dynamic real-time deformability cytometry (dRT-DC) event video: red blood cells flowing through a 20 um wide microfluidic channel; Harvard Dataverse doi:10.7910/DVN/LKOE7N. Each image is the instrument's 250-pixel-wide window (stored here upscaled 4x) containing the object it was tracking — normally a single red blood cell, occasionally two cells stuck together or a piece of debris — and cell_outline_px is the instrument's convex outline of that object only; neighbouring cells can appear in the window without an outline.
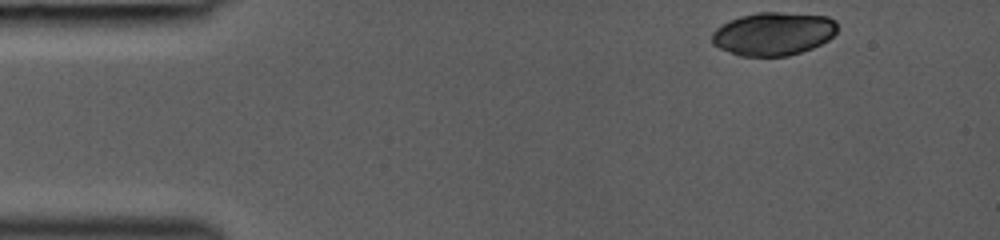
{"species": "common noctule bat (a hibernating species)", "species_latin": "Nyctalus noctula", "temperature_condition": "room temperature", "stored_images_in_passage": 11, "camera_frame_rate_fps": 3000, "um_per_image_px": 0.085, "animal": {"sex": "female", "body_mass_g": 19.0, "forearm_length_mm": 53.3}, "frame": {"image": 1, "passage_image": 1, "time_ms": 0.0, "image_size_px": [1000, 240], "cell_outline_px": [[836, 32], [828, 40], [812, 48], [788, 56], [740, 56], [720, 48], [712, 44], [712, 32], [716, 28], [728, 20], [740, 16], [756, 12], [780, 12], [828, 16], [836, 20]], "centroid_in_image_um": [65.72, 2.86], "position_along_channel_um": 19.3, "area_um2": 31.67}}